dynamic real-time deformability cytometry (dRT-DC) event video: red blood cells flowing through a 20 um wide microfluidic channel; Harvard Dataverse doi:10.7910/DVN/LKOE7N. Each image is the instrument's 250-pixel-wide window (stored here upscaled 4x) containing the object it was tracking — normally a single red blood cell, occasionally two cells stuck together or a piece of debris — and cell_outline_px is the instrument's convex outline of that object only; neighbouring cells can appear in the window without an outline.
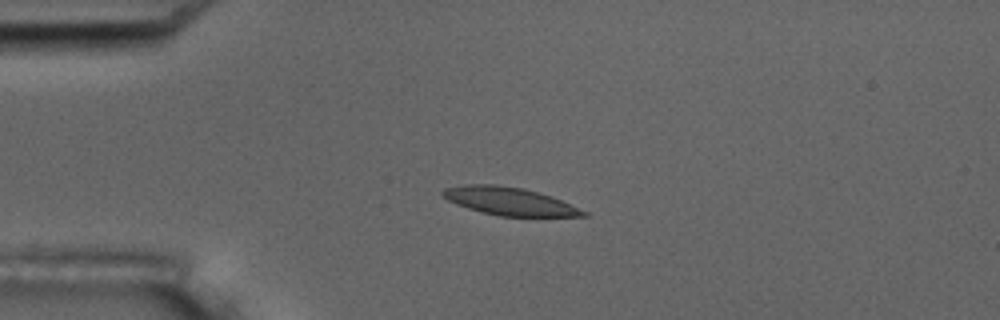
{"species": "common noctule bat (a hibernating species)", "species_latin": "Nyctalus noctula", "temperature_condition": "room temperature", "stored_images_in_passage": 8, "camera_frame_rate_fps": 3000, "um_per_image_px": 0.085, "animal": {"sex": "male", "body_mass_g": 17.5, "forearm_length_mm": 52.3}, "frame": {"image": 1, "passage_image": 3, "time_ms": 2.333, "image_size_px": [1000, 320], "cell_outline_px": [[588, 216], [500, 216], [468, 208], [456, 204], [448, 200], [440, 192], [444, 188], [464, 184], [496, 184], [524, 188], [552, 196], [588, 212]], "centroid_in_image_um": [43.29, 17.09], "position_along_channel_um": 41.7, "area_um2": 22.77}}
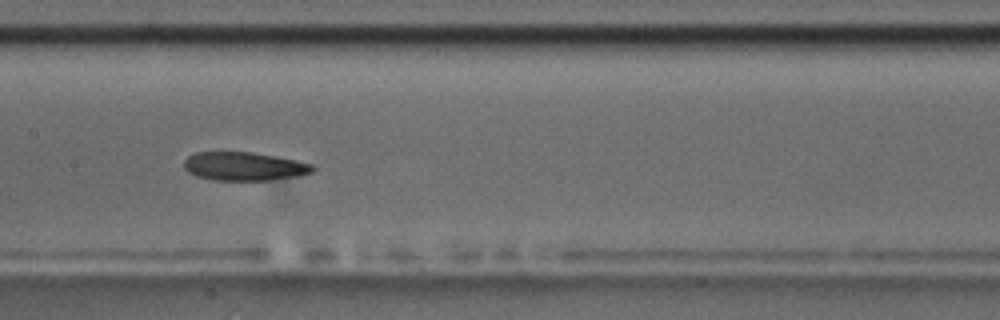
{"frame": {"image": 2, "passage_image": 7, "time_ms": 7.0, "image_size_px": [1000, 320], "cell_outline_px": [[316, 168], [312, 172], [296, 176], [268, 180], [212, 180], [196, 176], [188, 172], [184, 168], [184, 160], [188, 156], [196, 152], [252, 152], [296, 160], [316, 164]], "centroid_in_image_um": [20.75, 14.13], "position_along_channel_um": 186.6, "area_um2": 21.44}}